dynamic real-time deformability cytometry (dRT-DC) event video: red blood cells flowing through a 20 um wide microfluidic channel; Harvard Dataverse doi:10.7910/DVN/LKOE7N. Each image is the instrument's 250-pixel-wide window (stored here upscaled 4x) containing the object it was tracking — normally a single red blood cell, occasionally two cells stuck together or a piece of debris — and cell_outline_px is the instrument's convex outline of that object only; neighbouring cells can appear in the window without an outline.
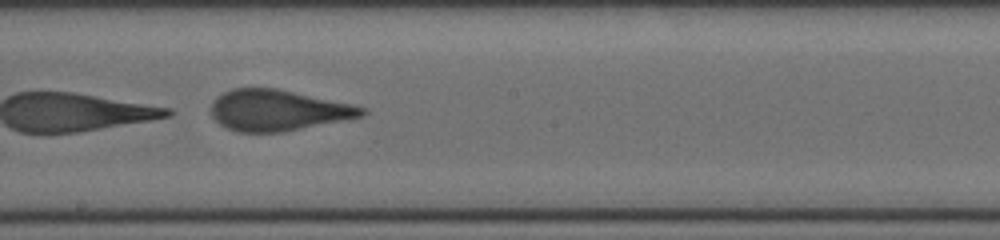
{"species": "human", "species_latin": "Homo sapiens", "temperature_condition": "cold", "stored_images_in_passage": 25, "camera_frame_rate_fps": 3000, "um_per_image_px": 0.085, "donor": {"sex": "female"}, "frame": {"image": 1, "passage_image": 15, "time_ms": 6.667, "image_size_px": [1000, 240], "cell_outline_px": [[368, 112], [364, 116], [284, 132], [236, 132], [220, 124], [212, 116], [212, 104], [216, 96], [232, 88], [276, 88], [352, 104], [368, 108]], "centroid_in_image_um": [23.64, 9.38], "position_along_channel_um": 224.6, "area_um2": 36.01}}